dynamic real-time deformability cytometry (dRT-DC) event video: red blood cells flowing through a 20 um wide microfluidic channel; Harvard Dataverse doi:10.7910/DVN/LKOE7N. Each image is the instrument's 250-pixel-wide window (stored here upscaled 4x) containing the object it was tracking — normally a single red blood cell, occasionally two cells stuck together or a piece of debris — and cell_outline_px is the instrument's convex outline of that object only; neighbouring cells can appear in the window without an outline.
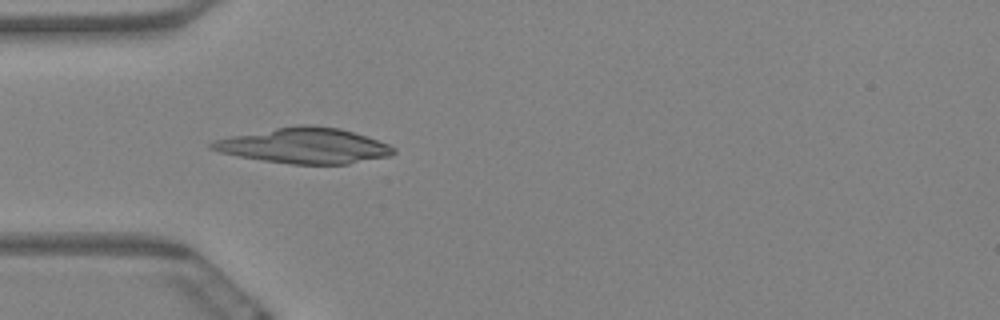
{"species": "Egyptian fruit bat (a non-hibernating species)", "species_latin": "Rousettus aegyptiacus", "temperature_condition": "warm", "stored_images_in_passage": 5, "camera_frame_rate_fps": 3000, "um_per_image_px": 0.085, "animal": {"sex": "female"}, "frame": {"image": 1, "passage_image": 5, "time_ms": 1.333, "image_size_px": [1000, 320], "cell_outline_px": [[396, 152], [392, 156], [348, 164], [292, 164], [264, 160], [240, 156], [220, 152], [208, 148], [208, 144], [216, 140], [228, 136], [300, 124], [308, 124], [340, 128], [388, 144], [396, 148]], "centroid_in_image_um": [25.89, 12.38], "position_along_channel_um": 59.1, "area_um2": 37.4}}